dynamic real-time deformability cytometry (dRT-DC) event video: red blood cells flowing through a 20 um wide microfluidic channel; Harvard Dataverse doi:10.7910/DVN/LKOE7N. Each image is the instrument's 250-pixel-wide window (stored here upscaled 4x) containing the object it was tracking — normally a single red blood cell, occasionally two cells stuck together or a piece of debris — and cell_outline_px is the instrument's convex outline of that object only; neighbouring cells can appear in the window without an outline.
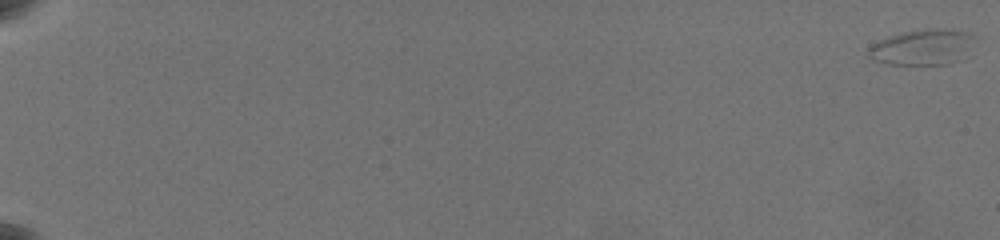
{"species": "common noctule bat (a hibernating species)", "species_latin": "Nyctalus noctula", "temperature_condition": "warm", "stored_images_in_passage": 43, "camera_frame_rate_fps": 3000, "um_per_image_px": 0.085, "animal": {"sex": "female", "body_mass_g": 19.5, "forearm_length_mm": 54.1}, "frame": {"image": 1, "passage_image": 1, "time_ms": 0.0, "image_size_px": [1000, 240], "cell_outline_px": [[980, 36], [960, 60], [948, 64], [888, 64], [872, 60], [868, 56], [868, 48], [872, 44], [888, 36], [908, 32], [952, 28], [968, 32]], "centroid_in_image_um": [78.47, 4.01], "position_along_channel_um": 6.5, "area_um2": 22.08}}
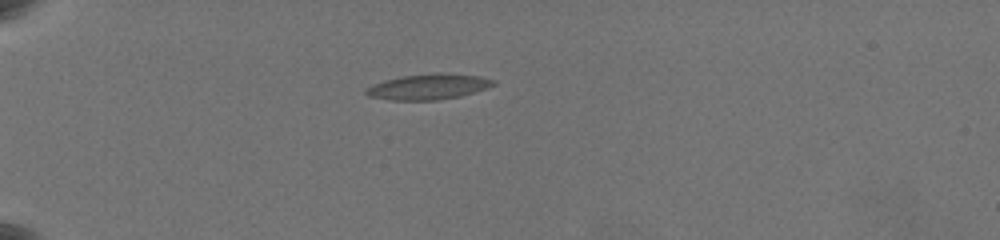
{"frame": {"image": 2, "passage_image": 31, "time_ms": 7.333, "image_size_px": [1000, 240], "cell_outline_px": [[496, 84], [488, 88], [460, 96], [436, 100], [392, 100], [368, 96], [364, 92], [368, 88], [384, 80], [404, 76], [436, 72], [444, 72], [480, 76], [496, 80]], "centroid_in_image_um": [36.48, 7.36], "position_along_channel_um": 48.5, "area_um2": 18.96}}
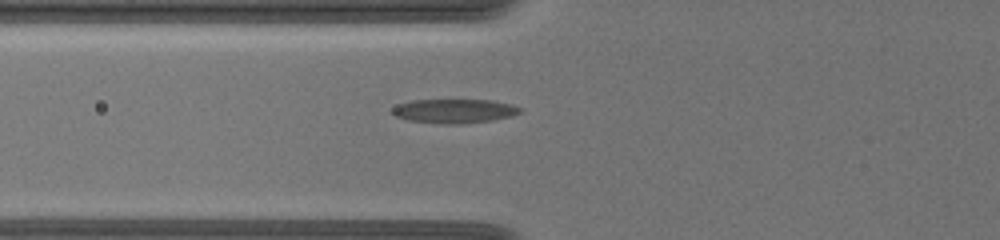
{"frame": {"image": 3, "passage_image": 42, "time_ms": 9.667, "image_size_px": [1000, 240], "cell_outline_px": [[524, 108], [520, 112], [512, 116], [492, 120], [460, 124], [444, 124], [408, 120], [396, 116], [388, 112], [396, 104], [412, 100], [492, 100], [512, 104]], "centroid_in_image_um": [38.6, 9.43], "position_along_channel_um": 87.2, "area_um2": 18.15}}